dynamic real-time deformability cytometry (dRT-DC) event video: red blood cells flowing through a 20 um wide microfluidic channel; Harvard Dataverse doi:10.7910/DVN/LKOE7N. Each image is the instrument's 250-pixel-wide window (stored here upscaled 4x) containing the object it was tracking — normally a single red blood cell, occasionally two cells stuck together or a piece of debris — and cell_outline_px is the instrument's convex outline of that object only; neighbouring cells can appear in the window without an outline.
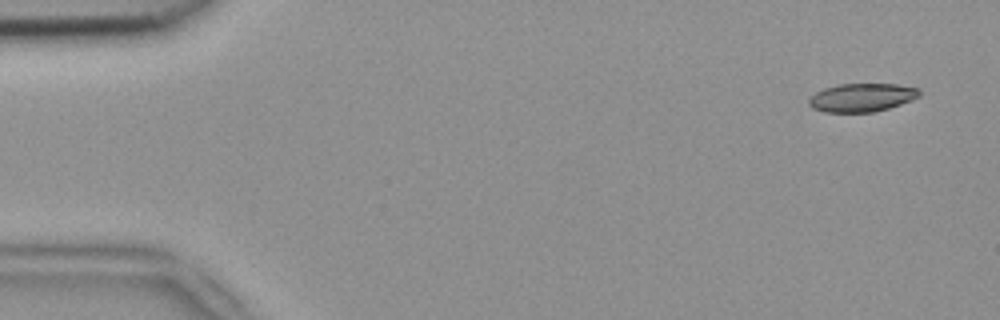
{"species": "common noctule bat (a hibernating species)", "species_latin": "Nyctalus noctula", "temperature_condition": "room temperature", "stored_images_in_passage": 7, "camera_frame_rate_fps": 3000, "um_per_image_px": 0.085, "animal": {"sex": "female", "body_mass_g": 18.4}, "frame": {"image": 1, "passage_image": 1, "time_ms": 0.0, "image_size_px": [1000, 320], "cell_outline_px": [[920, 96], [912, 100], [888, 108], [872, 112], [824, 112], [812, 108], [808, 104], [808, 100], [816, 92], [824, 88], [840, 84], [896, 84], [920, 88]], "centroid_in_image_um": [73.26, 8.29], "position_along_channel_um": 11.7, "area_um2": 18.26}}